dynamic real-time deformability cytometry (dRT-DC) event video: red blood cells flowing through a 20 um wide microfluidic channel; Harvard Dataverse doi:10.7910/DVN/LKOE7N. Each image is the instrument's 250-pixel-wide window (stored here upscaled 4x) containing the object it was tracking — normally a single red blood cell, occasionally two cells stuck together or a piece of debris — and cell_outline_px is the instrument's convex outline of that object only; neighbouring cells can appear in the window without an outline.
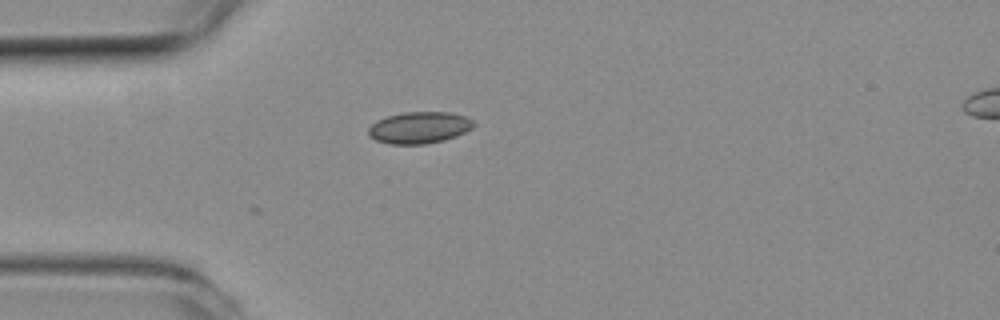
{"species": "common noctule bat (a hibernating species)", "species_latin": "Nyctalus noctula", "temperature_condition": "room temperature", "stored_images_in_passage": 3, "camera_frame_rate_fps": 3000, "um_per_image_px": 0.085, "animal": {"sex": "female", "body_mass_g": 19.3, "forearm_length_mm": 54.1}, "frame": {"image": 1, "passage_image": 3, "time_ms": 0.667, "image_size_px": [1000, 320], "cell_outline_px": [[476, 124], [472, 128], [456, 136], [444, 140], [424, 144], [388, 144], [376, 140], [368, 132], [368, 128], [376, 120], [388, 116], [404, 112], [452, 112], [464, 116], [472, 120]], "centroid_in_image_um": [35.65, 10.84], "position_along_channel_um": 49.4, "area_um2": 19.36}}